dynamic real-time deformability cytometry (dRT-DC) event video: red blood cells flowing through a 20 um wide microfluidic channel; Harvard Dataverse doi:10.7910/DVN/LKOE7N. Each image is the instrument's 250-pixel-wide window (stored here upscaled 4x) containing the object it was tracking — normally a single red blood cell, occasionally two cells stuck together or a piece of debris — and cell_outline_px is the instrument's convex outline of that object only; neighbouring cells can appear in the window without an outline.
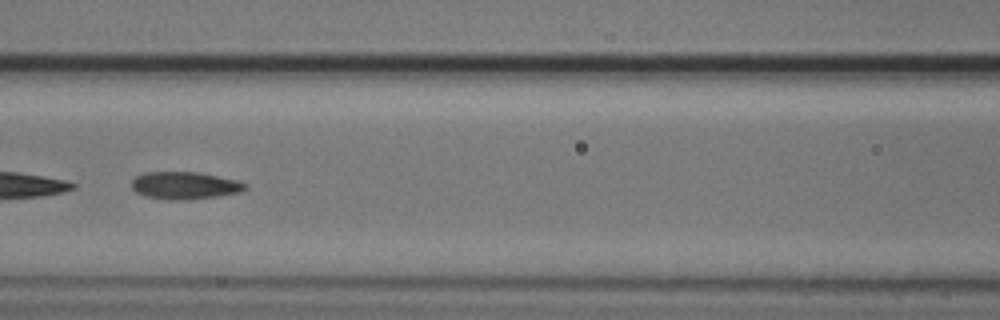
{"species": "common noctule bat (a hibernating species)", "species_latin": "Nyctalus noctula", "temperature_condition": "cold", "stored_images_in_passage": 6, "camera_frame_rate_fps": 3000, "um_per_image_px": 0.085, "animal": {"sex": "male", "body_mass_g": 20.5, "forearm_length_mm": 52.5}, "frame": {"image": 1, "passage_image": 3, "time_ms": 0.667, "image_size_px": [1000, 320], "cell_outline_px": [[248, 188], [240, 192], [216, 196], [188, 200], [168, 200], [144, 196], [136, 192], [132, 188], [132, 180], [136, 176], [144, 172], [196, 172], [236, 180], [248, 184]], "centroid_in_image_um": [15.68, 15.77], "position_along_channel_um": 150.9, "area_um2": 18.15}}
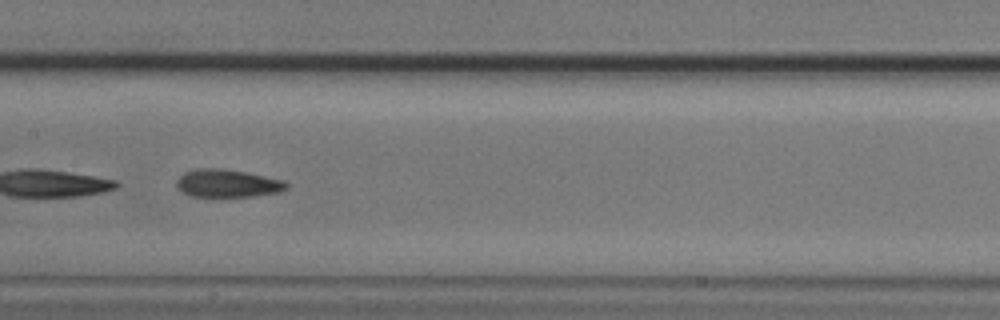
{"frame": {"image": 2, "passage_image": 4, "time_ms": 1.0, "image_size_px": [1000, 320], "cell_outline_px": [[288, 188], [280, 192], [252, 196], [192, 196], [180, 192], [176, 188], [176, 180], [184, 172], [196, 168], [220, 168], [244, 172], [284, 180], [288, 184]], "centroid_in_image_um": [19.3, 15.58], "position_along_channel_um": 188.1, "area_um2": 17.86}}